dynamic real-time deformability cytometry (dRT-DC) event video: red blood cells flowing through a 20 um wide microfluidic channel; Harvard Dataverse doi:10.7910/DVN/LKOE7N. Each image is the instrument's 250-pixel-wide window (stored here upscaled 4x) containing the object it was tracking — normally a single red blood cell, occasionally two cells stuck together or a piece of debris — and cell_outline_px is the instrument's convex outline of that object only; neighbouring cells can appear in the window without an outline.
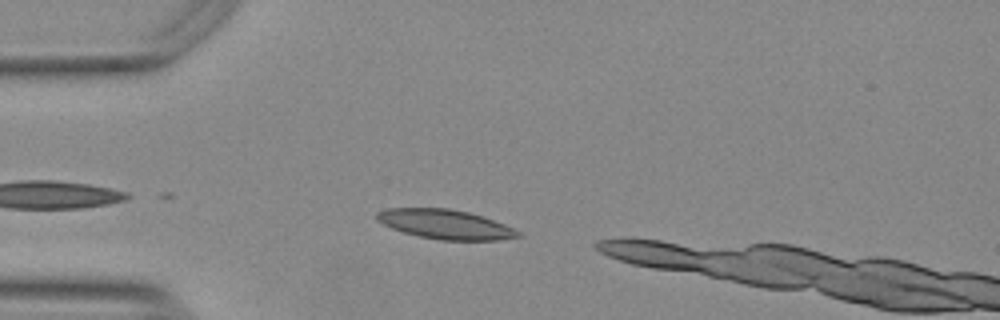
{"species": "Egyptian fruit bat (a non-hibernating species)", "species_latin": "Rousettus aegyptiacus", "temperature_condition": "warm", "stored_images_in_passage": 6, "camera_frame_rate_fps": 3000, "um_per_image_px": 0.085, "animal": {"sex": "female"}, "frame": {"image": 1, "passage_image": 3, "time_ms": 0.667, "image_size_px": [1000, 320], "cell_outline_px": [[524, 236], [496, 240], [440, 240], [420, 236], [404, 232], [392, 228], [376, 220], [376, 212], [388, 208], [448, 208], [468, 212], [504, 224], [520, 232]], "centroid_in_image_um": [37.84, 19.06], "position_along_channel_um": 47.2, "area_um2": 23.99}}